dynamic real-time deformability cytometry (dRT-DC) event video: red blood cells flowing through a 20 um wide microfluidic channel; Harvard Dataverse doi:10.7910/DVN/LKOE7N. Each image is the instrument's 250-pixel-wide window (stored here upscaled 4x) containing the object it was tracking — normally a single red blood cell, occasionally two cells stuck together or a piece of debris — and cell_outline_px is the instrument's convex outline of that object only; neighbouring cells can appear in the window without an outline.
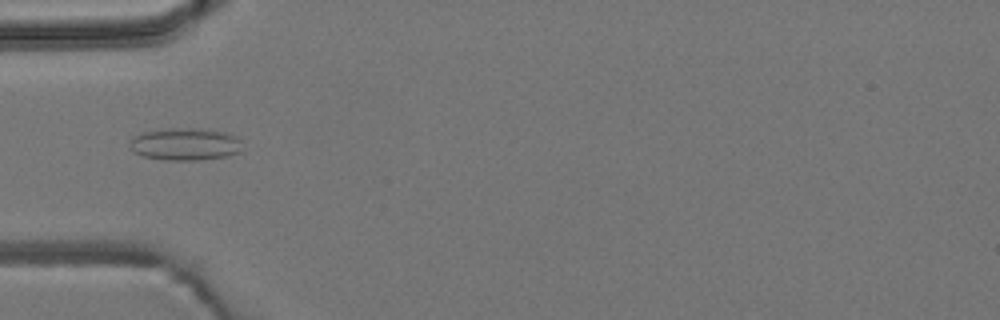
{"species": "common noctule bat (a hibernating species)", "species_latin": "Nyctalus noctula", "temperature_condition": "room temperature", "stored_images_in_passage": 5, "camera_frame_rate_fps": 3000, "um_per_image_px": 0.085, "animal": {"sex": "male", "body_mass_g": 19.2, "forearm_length_mm": 51.8}, "frame": {"image": 1, "passage_image": 5, "time_ms": 5.333, "image_size_px": [1000, 320], "cell_outline_px": [[240, 152], [228, 156], [196, 160], [168, 160], [144, 156], [132, 152], [128, 144], [140, 132], [168, 128], [200, 128], [224, 132], [236, 136], [240, 140]], "centroid_in_image_um": [15.72, 12.24], "position_along_channel_um": 69.3, "area_um2": 21.27}}